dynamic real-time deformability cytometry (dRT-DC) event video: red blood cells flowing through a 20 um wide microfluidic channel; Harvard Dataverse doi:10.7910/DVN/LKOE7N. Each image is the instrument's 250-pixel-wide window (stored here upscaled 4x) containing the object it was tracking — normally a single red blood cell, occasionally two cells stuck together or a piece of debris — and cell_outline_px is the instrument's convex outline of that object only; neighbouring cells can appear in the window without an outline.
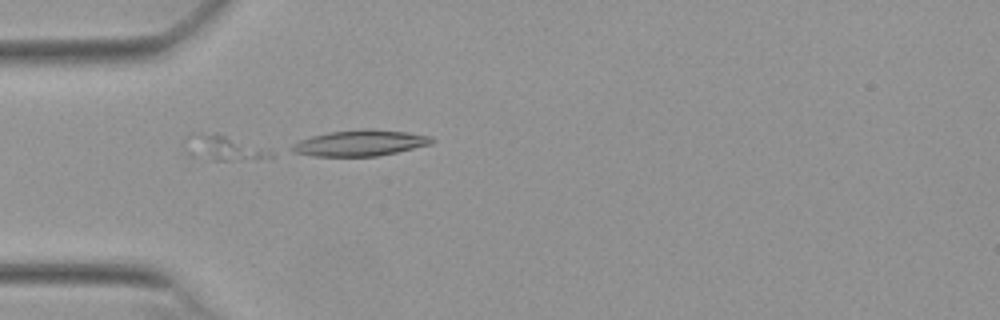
{"species": "Egyptian fruit bat (a non-hibernating species)", "species_latin": "Rousettus aegyptiacus", "temperature_condition": "warm", "stored_images_in_passage": 8, "segment_of_instrument_passage": [2, 2], "camera_frame_rate_fps": 3000, "um_per_image_px": 0.085, "animal": {"sex": "female"}, "frame": {"image": 1, "passage_image": 7, "time_ms": 2.0, "image_size_px": [1000, 320], "cell_outline_px": [[276, 156], [240, 160], [216, 160], [192, 156], [188, 152], [200, 132], [216, 132], [268, 148], [276, 152]], "centroid_in_image_um": [19.28, 12.59], "position_along_channel_um": 65.7, "area_um2": 11.85}}